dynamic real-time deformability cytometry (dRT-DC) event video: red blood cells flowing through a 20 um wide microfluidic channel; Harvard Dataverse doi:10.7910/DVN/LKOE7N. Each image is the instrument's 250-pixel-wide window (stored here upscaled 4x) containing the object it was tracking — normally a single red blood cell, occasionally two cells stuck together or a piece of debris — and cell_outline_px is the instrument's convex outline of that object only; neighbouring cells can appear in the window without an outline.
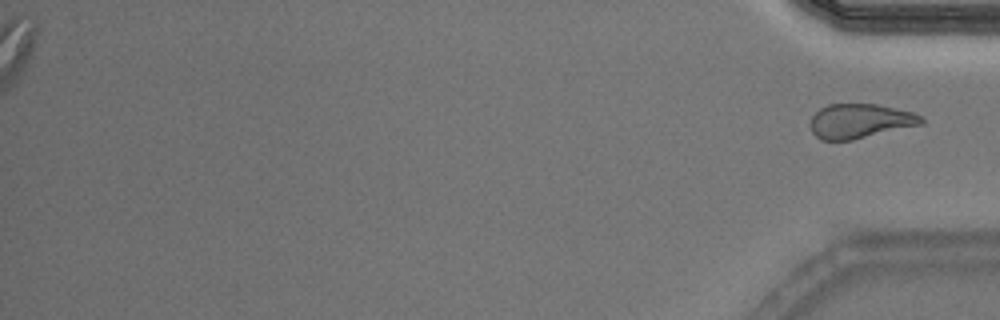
{"species": "Egyptian fruit bat (a non-hibernating species)", "species_latin": "Rousettus aegyptiacus", "temperature_condition": "warm", "stored_images_in_passage": 37, "segment_of_instrument_passage": [2, 2], "camera_frame_rate_fps": 3000, "um_per_image_px": 0.085, "animal": {"sex": "male"}, "frame": {"image": 1, "passage_image": 37, "time_ms": 12.0, "image_size_px": [1000, 320], "cell_outline_px": [[924, 124], [852, 140], [820, 140], [812, 132], [812, 116], [820, 108], [828, 104], [876, 104], [912, 112], [924, 116]], "centroid_in_image_um": [73.14, 10.29], "position_along_channel_um": 362.1, "area_um2": 22.25}}